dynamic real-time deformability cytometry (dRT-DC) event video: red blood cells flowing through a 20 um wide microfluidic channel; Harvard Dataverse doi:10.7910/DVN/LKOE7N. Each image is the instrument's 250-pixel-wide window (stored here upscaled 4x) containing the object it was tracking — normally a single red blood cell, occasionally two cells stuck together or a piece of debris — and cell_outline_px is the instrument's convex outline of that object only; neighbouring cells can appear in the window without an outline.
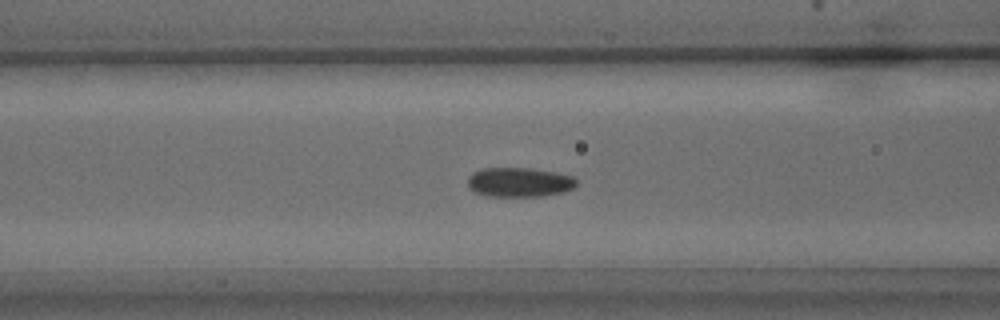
{"species": "common noctule bat (a hibernating species)", "species_latin": "Nyctalus noctula", "temperature_condition": "warm", "stored_images_in_passage": 26, "camera_frame_rate_fps": 3000, "um_per_image_px": 0.085, "animal": {"sex": "male", "body_mass_g": 15.6}, "frame": {"image": 1, "passage_image": 5, "time_ms": 1.333, "image_size_px": [1000, 320], "cell_outline_px": [[576, 184], [572, 188], [564, 192], [544, 196], [484, 196], [468, 188], [468, 176], [472, 172], [484, 168], [532, 168], [556, 172], [572, 176], [576, 180]], "centroid_in_image_um": [44.12, 15.49], "position_along_channel_um": 122.5, "area_um2": 18.79}}
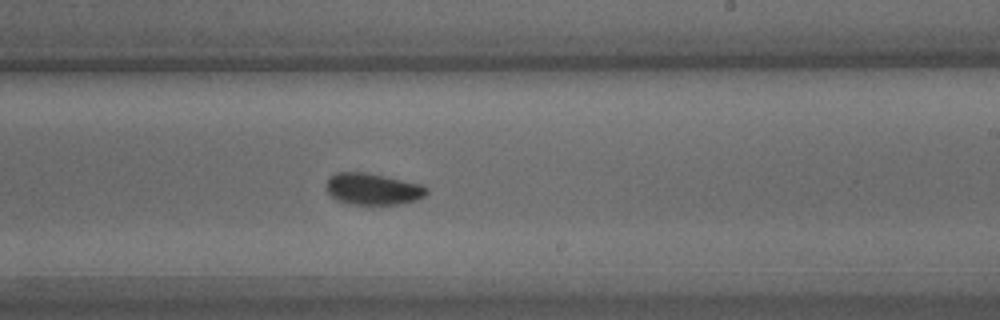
{"frame": {"image": 2, "passage_image": 13, "time_ms": 4.0, "image_size_px": [1000, 320], "cell_outline_px": [[428, 192], [420, 200], [400, 204], [352, 204], [336, 200], [324, 188], [324, 184], [336, 172], [364, 172], [424, 184], [428, 188]], "centroid_in_image_um": [31.72, 16.07], "position_along_channel_um": 257.3, "area_um2": 18.67}}
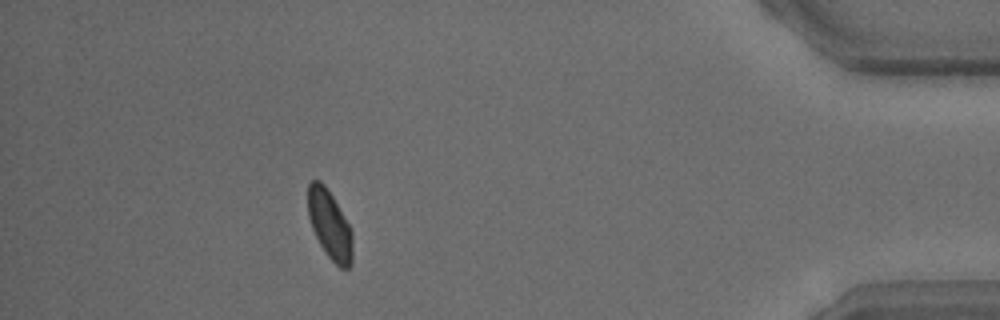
{"frame": {"image": 3, "passage_image": 25, "time_ms": 8.0, "image_size_px": [1000, 320], "cell_outline_px": [[352, 264], [348, 268], [340, 268], [328, 256], [320, 244], [312, 228], [308, 216], [308, 184], [312, 180], [320, 180], [324, 184], [332, 196], [352, 228]], "centroid_in_image_um": [28.03, 19.1], "position_along_channel_um": 407.2, "area_um2": 17.86}}